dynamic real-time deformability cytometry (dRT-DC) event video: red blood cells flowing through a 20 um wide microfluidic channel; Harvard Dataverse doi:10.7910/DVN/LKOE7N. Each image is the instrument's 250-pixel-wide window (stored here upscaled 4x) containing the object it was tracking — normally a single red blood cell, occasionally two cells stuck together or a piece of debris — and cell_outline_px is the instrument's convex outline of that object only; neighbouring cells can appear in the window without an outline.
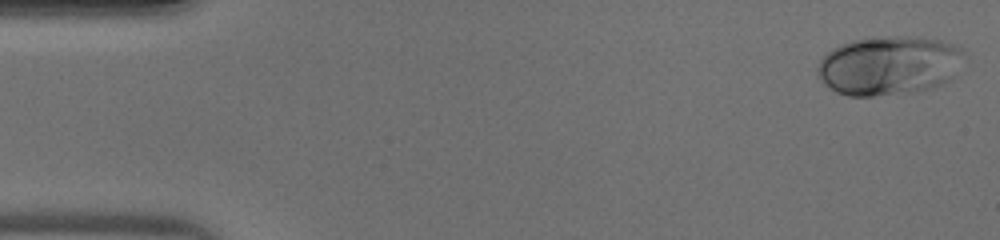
{"species": "human", "species_latin": "Homo sapiens", "temperature_condition": "warm", "stored_images_in_passage": 45, "camera_frame_rate_fps": 3000, "um_per_image_px": 0.085, "donor": {"sex": "male"}, "frame": {"image": 1, "passage_image": 1, "time_ms": 0.0, "image_size_px": [1000, 240], "cell_outline_px": [[960, 52], [948, 80], [932, 88], [916, 92], [872, 96], [848, 96], [836, 92], [824, 84], [820, 80], [816, 72], [816, 68], [820, 60], [832, 48], [840, 44], [852, 40], [888, 36], [916, 36], [940, 40], [956, 44], [960, 48]], "centroid_in_image_um": [75.44, 5.57], "position_along_channel_um": 9.6, "area_um2": 49.94}}
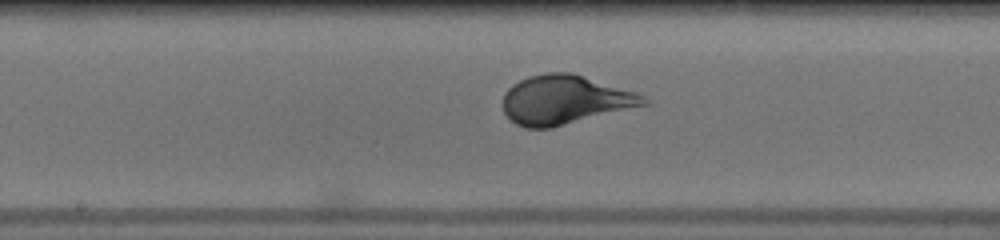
{"frame": {"image": 2, "passage_image": 23, "time_ms": 7.333, "image_size_px": [1000, 240], "cell_outline_px": [[652, 104], [552, 128], [524, 128], [516, 124], [504, 112], [500, 104], [504, 92], [512, 84], [528, 76], [548, 72], [572, 72], [636, 92], [652, 100]], "centroid_in_image_um": [48.03, 8.49], "position_along_channel_um": 200.2, "area_um2": 40.98}}
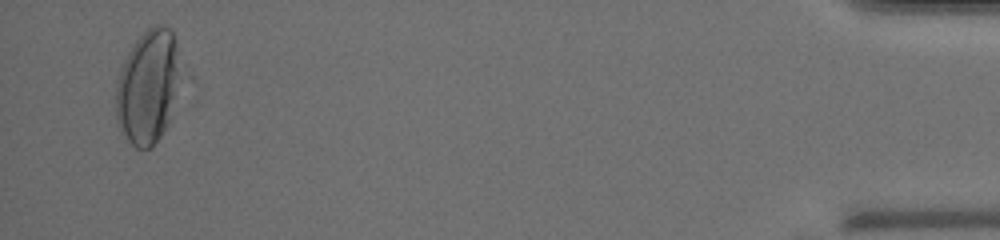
{"frame": {"image": 3, "passage_image": 44, "time_ms": 14.333, "image_size_px": [1000, 240], "cell_outline_px": [[180, 76], [168, 124], [152, 148], [136, 148], [128, 140], [120, 128], [116, 120], [116, 80], [124, 60], [132, 44], [152, 24], [164, 24], [172, 32], [176, 44]], "centroid_in_image_um": [12.55, 7.36], "position_along_channel_um": 422.6, "area_um2": 42.66}}